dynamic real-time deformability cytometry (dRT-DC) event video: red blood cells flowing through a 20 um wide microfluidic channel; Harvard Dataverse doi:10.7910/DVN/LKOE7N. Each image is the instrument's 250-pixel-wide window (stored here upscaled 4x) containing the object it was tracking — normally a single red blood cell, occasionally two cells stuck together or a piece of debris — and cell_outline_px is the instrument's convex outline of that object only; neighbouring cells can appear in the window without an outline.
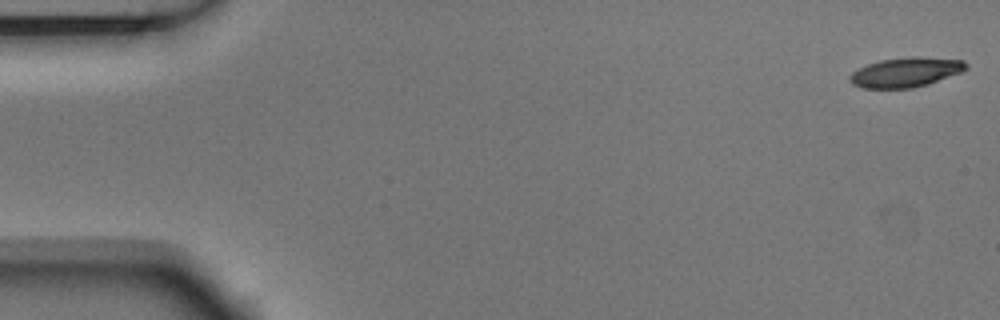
{"species": "Egyptian fruit bat (a non-hibernating species)", "species_latin": "Rousettus aegyptiacus", "temperature_condition": "room temperature", "stored_images_in_passage": 6, "segment_of_instrument_passage": [1, 2], "camera_frame_rate_fps": 3000, "um_per_image_px": 0.085, "animal": {"sex": "male"}, "frame": {"image": 1, "passage_image": 1, "time_ms": 0.0, "image_size_px": [1000, 320], "cell_outline_px": [[968, 68], [960, 72], [928, 84], [912, 88], [860, 88], [852, 84], [848, 80], [848, 76], [852, 72], [868, 64], [880, 60], [912, 56], [920, 56], [964, 60], [968, 64]], "centroid_in_image_um": [76.98, 6.14], "position_along_channel_um": 8.0, "area_um2": 20.17}}